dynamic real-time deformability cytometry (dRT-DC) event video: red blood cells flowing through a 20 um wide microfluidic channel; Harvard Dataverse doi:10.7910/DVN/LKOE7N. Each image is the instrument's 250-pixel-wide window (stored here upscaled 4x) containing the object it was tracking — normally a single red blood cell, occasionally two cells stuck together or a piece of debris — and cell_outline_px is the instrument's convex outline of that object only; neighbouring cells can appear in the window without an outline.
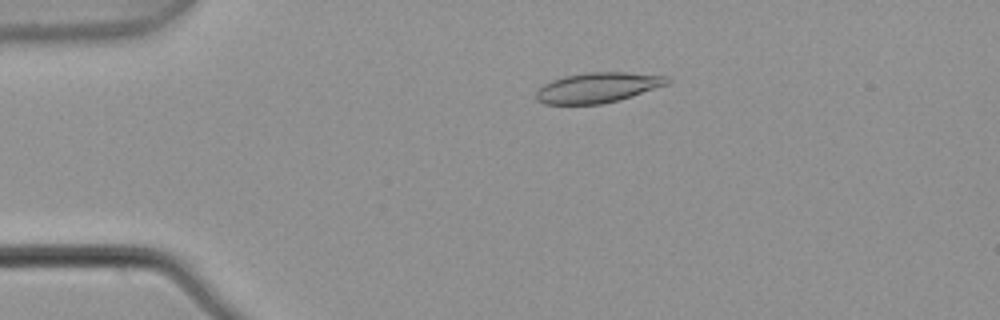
{"species": "common noctule bat (a hibernating species)", "species_latin": "Nyctalus noctula", "temperature_condition": "warm", "stored_images_in_passage": 2, "camera_frame_rate_fps": 3000, "um_per_image_px": 0.085, "animal": {"sex": "male", "body_mass_g": 21.5, "forearm_length_mm": 52.0}, "frame": {"image": 1, "passage_image": 1, "time_ms": 0.0, "image_size_px": [1000, 320], "cell_outline_px": [[672, 80], [668, 84], [620, 100], [600, 104], [544, 104], [536, 100], [536, 92], [544, 84], [552, 80], [564, 76], [588, 72], [624, 72], [668, 76]], "centroid_in_image_um": [50.82, 7.44], "position_along_channel_um": 34.2, "area_um2": 23.06}}